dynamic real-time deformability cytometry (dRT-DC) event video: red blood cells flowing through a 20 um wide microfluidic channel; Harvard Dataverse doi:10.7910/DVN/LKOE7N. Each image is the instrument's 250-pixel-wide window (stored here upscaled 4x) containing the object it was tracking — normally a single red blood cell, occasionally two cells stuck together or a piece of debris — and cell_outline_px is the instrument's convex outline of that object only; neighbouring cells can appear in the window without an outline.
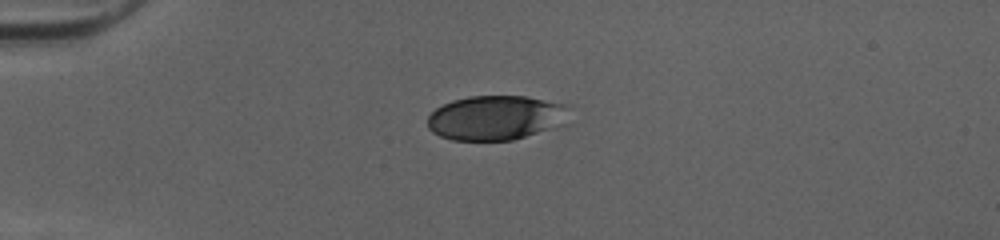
{"species": "human", "species_latin": "Homo sapiens", "temperature_condition": "cold", "stored_images_in_passage": 38, "camera_frame_rate_fps": 3000, "um_per_image_px": 0.085, "donor": {"sex": "female"}, "frame": {"image": 1, "passage_image": 1, "time_ms": 0.0, "image_size_px": [1000, 240], "cell_outline_px": [[564, 108], [548, 128], [512, 140], [452, 140], [440, 136], [432, 132], [428, 128], [428, 116], [436, 108], [452, 100], [468, 96], [524, 96], [564, 104]], "centroid_in_image_um": [41.88, 10.0], "position_along_channel_um": 43.1, "area_um2": 35.08}}
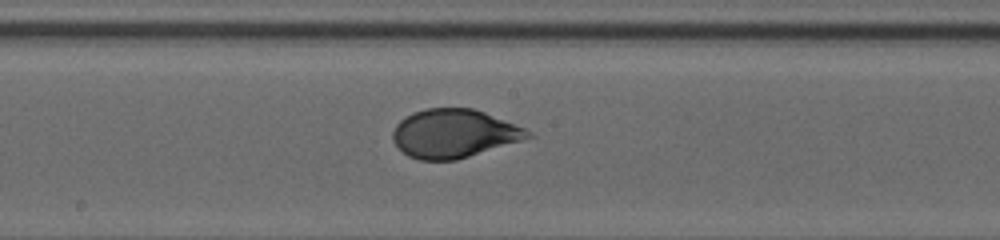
{"frame": {"image": 2, "passage_image": 16, "time_ms": 5.0, "image_size_px": [1000, 240], "cell_outline_px": [[536, 136], [456, 160], [420, 160], [408, 156], [392, 140], [392, 132], [396, 124], [404, 116], [412, 112], [424, 108], [472, 108], [484, 112], [524, 128], [532, 132]], "centroid_in_image_um": [38.57, 11.34], "position_along_channel_um": 209.6, "area_um2": 38.15}}
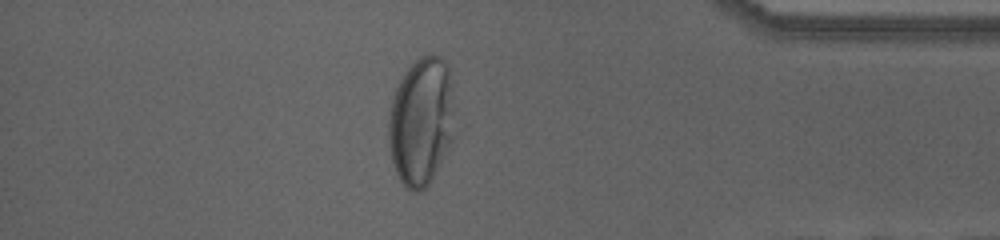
{"frame": {"image": 3, "passage_image": 32, "time_ms": 10.333, "image_size_px": [1000, 240], "cell_outline_px": [[452, 140], [432, 180], [420, 192], [412, 192], [400, 180], [396, 172], [392, 160], [388, 144], [388, 120], [392, 96], [404, 72], [420, 56], [432, 52], [440, 56], [448, 64], [452, 84]], "centroid_in_image_um": [35.79, 10.29], "position_along_channel_um": 399.4, "area_um2": 49.53}, "authors_computed_cell_mechanics": {"area_um2": 38.7549, "velocity_mm_per_s": 4.0374, "shape_relaxation_time_tau1_ms": 2.8554, "shape_relaxation_time_tau2_ms": null, "deformation_change_tau1": 0.1387, "deformation_change_tau2": null}}